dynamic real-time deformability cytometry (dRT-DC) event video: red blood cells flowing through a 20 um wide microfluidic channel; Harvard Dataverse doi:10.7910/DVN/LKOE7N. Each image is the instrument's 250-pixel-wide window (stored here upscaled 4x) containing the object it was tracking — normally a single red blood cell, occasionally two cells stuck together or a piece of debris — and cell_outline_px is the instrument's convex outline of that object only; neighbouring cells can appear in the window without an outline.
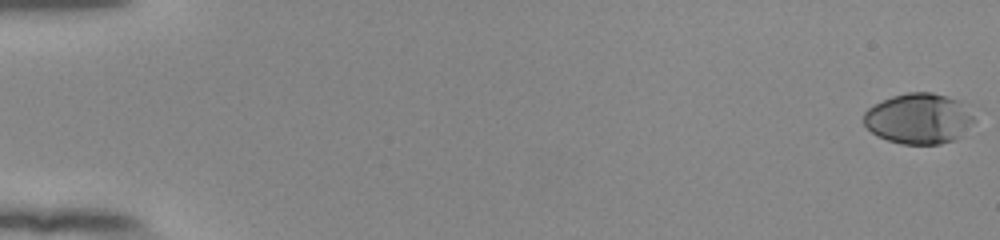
{"species": "human", "species_latin": "Homo sapiens", "temperature_condition": "room temperature", "stored_images_in_passage": 55, "camera_frame_rate_fps": 3000, "um_per_image_px": 0.085, "donor": {"sex": "female"}, "frame": {"image": 1, "passage_image": 1, "time_ms": 0.0, "image_size_px": [1000, 240], "cell_outline_px": [[980, 116], [956, 140], [940, 144], [904, 144], [888, 140], [876, 136], [864, 124], [864, 112], [868, 108], [892, 96], [908, 92], [932, 92], [948, 96], [960, 100]], "centroid_in_image_um": [78.18, 10.07], "position_along_channel_um": 6.8, "area_um2": 33.06}}
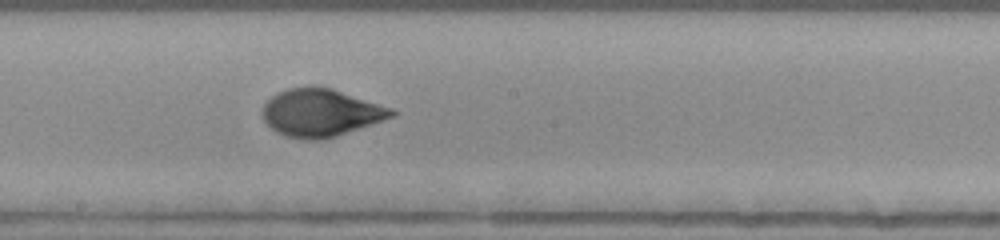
{"frame": {"image": 2, "passage_image": 32, "time_ms": 10.333, "image_size_px": [1000, 240], "cell_outline_px": [[396, 116], [324, 140], [304, 140], [284, 136], [276, 132], [264, 120], [260, 112], [264, 104], [276, 92], [288, 88], [332, 88], [392, 108], [396, 112]], "centroid_in_image_um": [27.25, 9.61], "position_along_channel_um": 220.9, "area_um2": 35.72}}
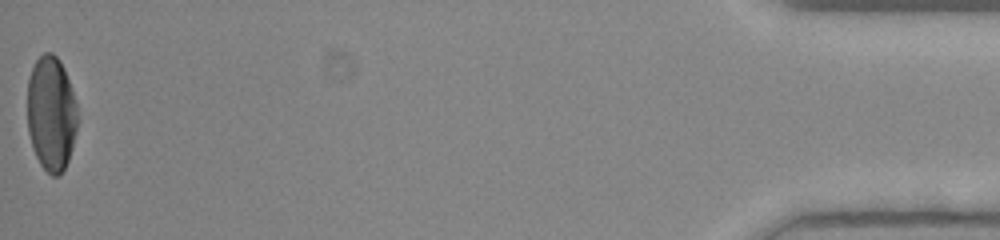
{"frame": {"image": 3, "passage_image": 55, "time_ms": 18.0, "image_size_px": [1000, 240], "cell_outline_px": [[80, 120], [72, 148], [68, 160], [64, 168], [56, 176], [52, 176], [40, 164], [32, 148], [28, 132], [28, 80], [32, 68], [36, 60], [44, 52], [52, 52], [60, 60], [64, 68], [76, 104]], "centroid_in_image_um": [4.37, 9.65], "position_along_channel_um": 430.8, "area_um2": 33.76}, "authors_computed_cell_mechanics": {"area_um2": 34.5066, "velocity_mm_per_s": 3.9035, "shape_relaxation_time_tau1_ms": 4.741, "shape_relaxation_time_tau2_ms": 0.8253, "deformation_change_tau1": 0.2021, "deformation_change_tau2": 0.0521}}